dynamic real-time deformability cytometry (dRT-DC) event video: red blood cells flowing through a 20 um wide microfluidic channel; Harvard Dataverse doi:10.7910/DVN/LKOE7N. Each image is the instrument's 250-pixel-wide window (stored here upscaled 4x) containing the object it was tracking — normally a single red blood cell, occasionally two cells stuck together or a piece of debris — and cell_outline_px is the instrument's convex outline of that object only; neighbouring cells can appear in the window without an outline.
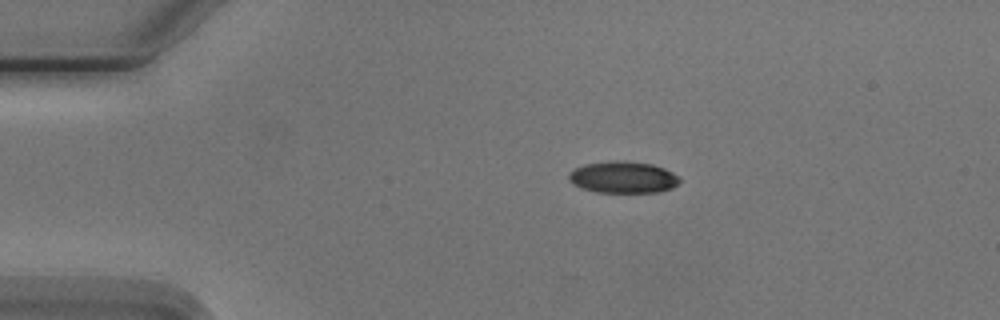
{"species": "Egyptian fruit bat (a non-hibernating species)", "species_latin": "Rousettus aegyptiacus", "temperature_condition": "cold", "stored_images_in_passage": 7, "camera_frame_rate_fps": 3000, "um_per_image_px": 0.085, "animal": {"sex": "male"}, "frame": {"image": 1, "passage_image": 2, "time_ms": 1.333, "image_size_px": [1000, 320], "cell_outline_px": [[680, 180], [672, 188], [660, 192], [596, 192], [580, 188], [572, 184], [568, 180], [568, 176], [576, 168], [584, 164], [616, 160], [652, 164], [664, 168], [680, 176]], "centroid_in_image_um": [52.96, 15.07], "position_along_channel_um": 32.0, "area_um2": 20.46}}
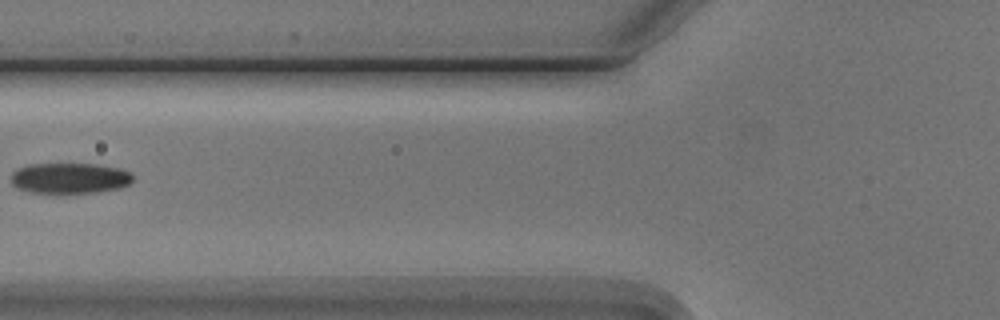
{"frame": {"image": 2, "passage_image": 5, "time_ms": 5.0, "image_size_px": [1000, 320], "cell_outline_px": [[132, 180], [128, 184], [120, 188], [96, 192], [60, 196], [56, 196], [32, 192], [16, 188], [12, 184], [12, 172], [16, 168], [28, 164], [96, 164], [120, 168], [132, 172]], "centroid_in_image_um": [5.89, 15.18], "position_along_channel_um": 119.9, "area_um2": 22.66}}
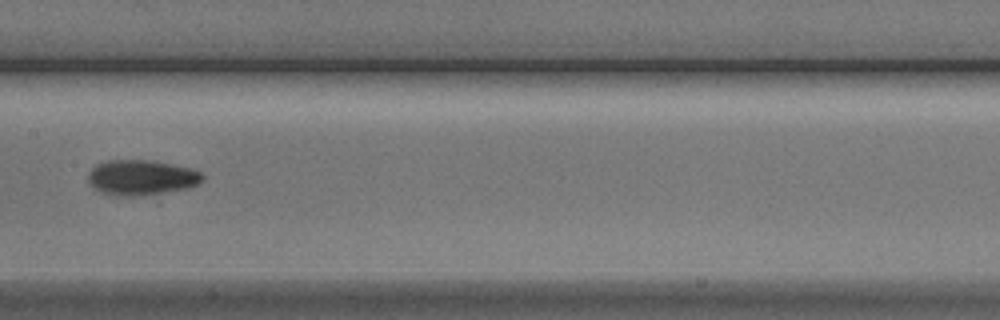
{"frame": {"image": 3, "passage_image": 7, "time_ms": 7.0, "image_size_px": [1000, 320], "cell_outline_px": [[204, 180], [188, 188], [144, 196], [116, 196], [104, 192], [96, 188], [88, 180], [88, 172], [96, 164], [108, 160], [152, 160], [192, 168], [200, 172], [204, 176]], "centroid_in_image_um": [12.04, 15.08], "position_along_channel_um": 195.4, "area_um2": 23.52}}